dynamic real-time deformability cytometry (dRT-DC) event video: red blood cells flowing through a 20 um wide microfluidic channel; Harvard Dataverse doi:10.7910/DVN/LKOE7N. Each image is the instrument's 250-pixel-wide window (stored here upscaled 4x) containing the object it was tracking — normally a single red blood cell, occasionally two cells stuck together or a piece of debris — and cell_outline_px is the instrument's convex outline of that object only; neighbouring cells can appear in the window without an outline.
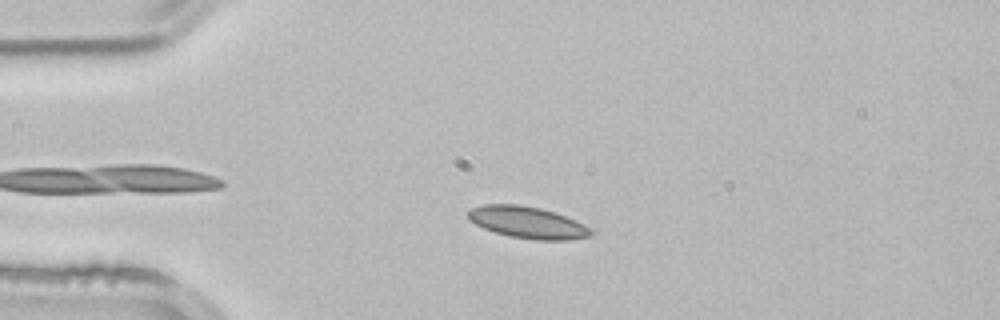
{"species": "common noctule bat (a hibernating species)", "species_latin": "Nyctalus noctula", "temperature_condition": "room temperature", "stored_images_in_passage": 3, "camera_frame_rate_fps": 3000, "um_per_image_px": 0.085, "animal": {"sex": "male", "body_mass_g": 21.5, "forearm_length_mm": 52.0}, "frame": {"image": 1, "passage_image": 2, "time_ms": 0.333, "image_size_px": [1000, 320], "cell_outline_px": [[592, 236], [568, 240], [536, 240], [508, 236], [484, 228], [468, 220], [468, 212], [472, 208], [484, 204], [520, 204], [540, 208], [556, 212], [584, 224], [592, 228]], "centroid_in_image_um": [44.87, 18.91], "position_along_channel_um": 40.1, "area_um2": 22.83}}
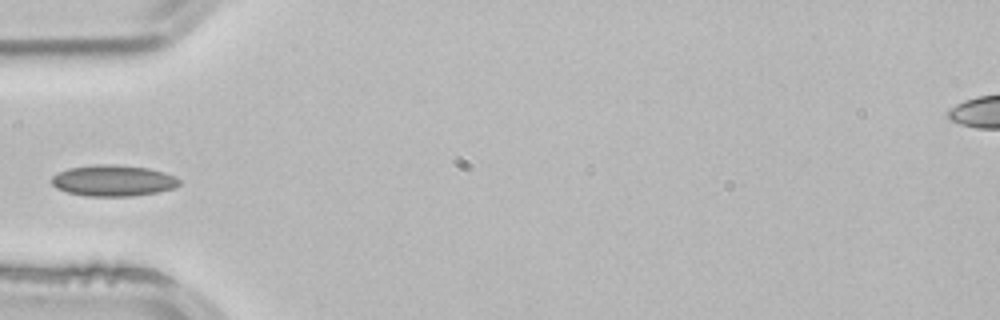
{"frame": {"image": 2, "passage_image": 3, "time_ms": 0.667, "image_size_px": [1000, 320], "cell_outline_px": [[180, 184], [176, 188], [156, 192], [132, 196], [84, 196], [68, 192], [56, 188], [52, 184], [52, 176], [68, 168], [96, 164], [116, 164], [148, 168], [164, 172], [180, 180]], "centroid_in_image_um": [9.62, 15.35], "position_along_channel_um": 75.4, "area_um2": 23.18}}